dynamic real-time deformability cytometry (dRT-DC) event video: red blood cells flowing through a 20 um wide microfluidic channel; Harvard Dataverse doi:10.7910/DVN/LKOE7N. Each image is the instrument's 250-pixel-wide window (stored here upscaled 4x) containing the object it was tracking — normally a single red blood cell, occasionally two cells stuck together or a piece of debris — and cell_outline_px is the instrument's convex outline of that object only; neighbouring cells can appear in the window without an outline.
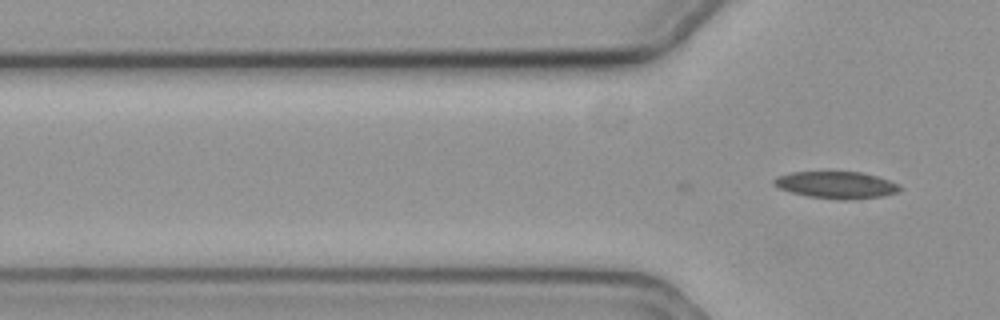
{"species": "common noctule bat (a hibernating species)", "species_latin": "Nyctalus noctula", "temperature_condition": "cold", "stored_images_in_passage": 2, "camera_frame_rate_fps": 3000, "um_per_image_px": 0.085, "animal": {"sex": "female", "body_mass_g": 19.3, "forearm_length_mm": 54.1}, "frame": {"image": 1, "passage_image": 2, "time_ms": 0.333, "image_size_px": [1000, 320], "cell_outline_px": [[904, 188], [896, 192], [884, 196], [848, 200], [840, 200], [808, 196], [792, 192], [780, 188], [772, 184], [772, 180], [776, 176], [792, 172], [860, 172], [876, 176], [888, 180]], "centroid_in_image_um": [71.07, 15.72], "position_along_channel_um": 54.7, "area_um2": 19.71}}